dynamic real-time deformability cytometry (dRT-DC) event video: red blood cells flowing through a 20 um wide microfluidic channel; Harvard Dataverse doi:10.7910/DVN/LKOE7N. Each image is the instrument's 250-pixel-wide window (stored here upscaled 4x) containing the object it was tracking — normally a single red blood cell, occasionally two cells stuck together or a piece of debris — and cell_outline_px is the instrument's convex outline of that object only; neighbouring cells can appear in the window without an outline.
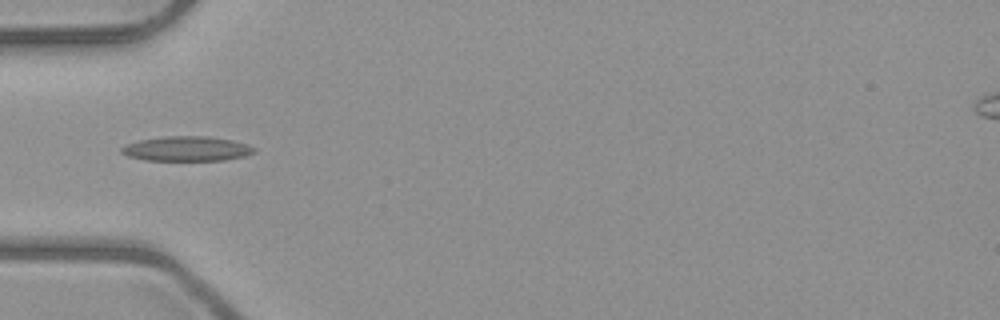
{"species": "common noctule bat (a hibernating species)", "species_latin": "Nyctalus noctula", "temperature_condition": "room temperature", "stored_images_in_passage": 3, "camera_frame_rate_fps": 3000, "um_per_image_px": 0.085, "animal": {"sex": "male", "body_mass_g": 23.1, "forearm_length_mm": 52.7}, "frame": {"image": 1, "passage_image": 2, "time_ms": 1.333, "image_size_px": [1000, 320], "cell_outline_px": [[256, 152], [244, 156], [224, 160], [144, 160], [128, 156], [120, 152], [120, 148], [128, 144], [140, 140], [164, 136], [208, 136], [232, 140], [248, 144], [256, 148]], "centroid_in_image_um": [15.9, 12.64], "position_along_channel_um": 69.1, "area_um2": 19.13}}
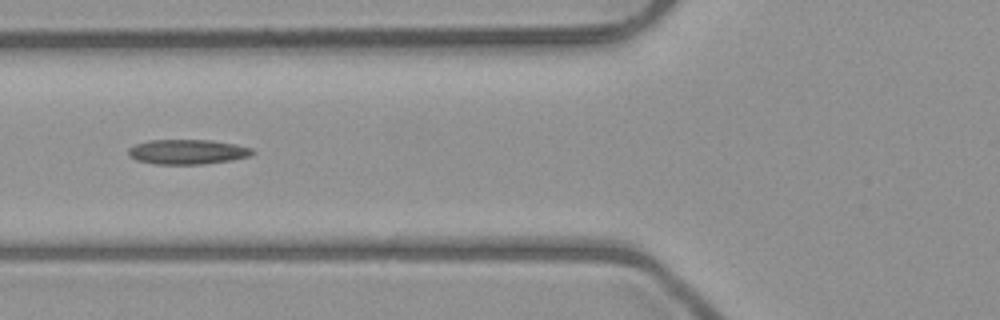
{"frame": {"image": 2, "passage_image": 3, "time_ms": 2.333, "image_size_px": [1000, 320], "cell_outline_px": [[256, 152], [248, 156], [232, 160], [204, 164], [156, 164], [136, 160], [128, 156], [128, 148], [136, 144], [152, 140], [212, 140], [236, 144], [252, 148]], "centroid_in_image_um": [15.94, 12.9], "position_along_channel_um": 109.9, "area_um2": 17.98}}